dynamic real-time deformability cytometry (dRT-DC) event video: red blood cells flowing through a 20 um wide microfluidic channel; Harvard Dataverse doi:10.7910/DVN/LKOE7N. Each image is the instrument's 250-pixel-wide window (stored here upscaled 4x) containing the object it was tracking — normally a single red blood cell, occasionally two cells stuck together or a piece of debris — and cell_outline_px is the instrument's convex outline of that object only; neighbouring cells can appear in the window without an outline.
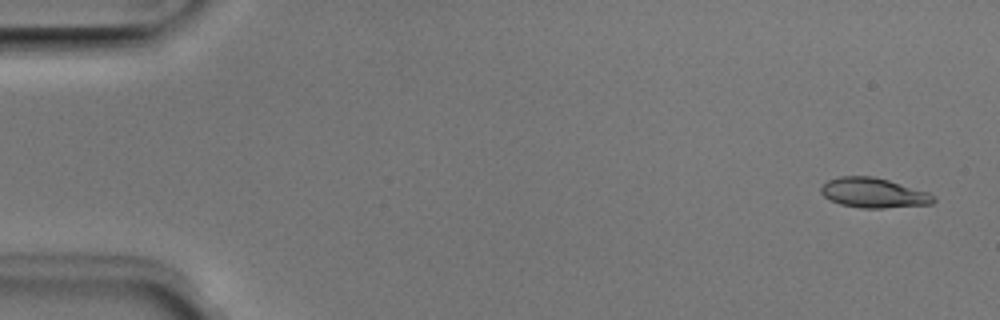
{"species": "Egyptian fruit bat (a non-hibernating species)", "species_latin": "Rousettus aegyptiacus", "temperature_condition": "room temperature", "stored_images_in_passage": 5, "camera_frame_rate_fps": 3000, "um_per_image_px": 0.085, "animal": {"sex": "male"}, "frame": {"image": 1, "passage_image": 1, "time_ms": 0.0, "image_size_px": [1000, 320], "cell_outline_px": [[936, 200], [932, 204], [884, 208], [864, 208], [840, 204], [824, 196], [820, 192], [820, 188], [828, 180], [840, 176], [872, 176], [888, 180], [928, 192], [936, 196]], "centroid_in_image_um": [74.27, 16.39], "position_along_channel_um": 10.7, "area_um2": 19.48}}
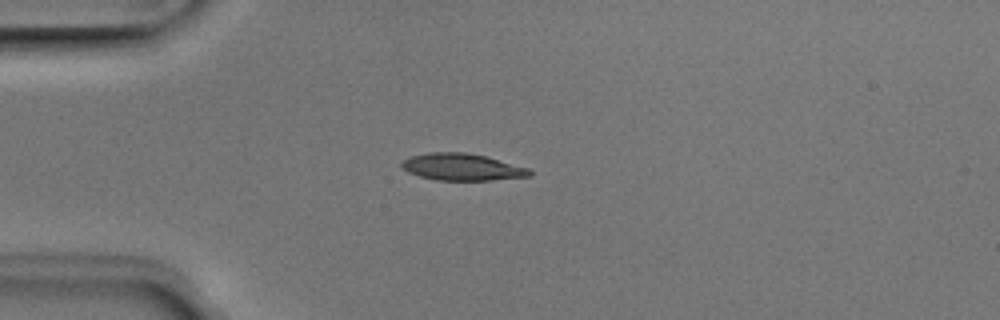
{"frame": {"image": 2, "passage_image": 4, "time_ms": 1.0, "image_size_px": [1000, 320], "cell_outline_px": [[532, 176], [488, 180], [436, 180], [420, 176], [408, 172], [400, 168], [400, 164], [404, 160], [412, 156], [428, 152], [464, 152], [484, 156], [528, 168], [532, 172]], "centroid_in_image_um": [39.24, 14.2], "position_along_channel_um": 45.8, "area_um2": 19.88}}